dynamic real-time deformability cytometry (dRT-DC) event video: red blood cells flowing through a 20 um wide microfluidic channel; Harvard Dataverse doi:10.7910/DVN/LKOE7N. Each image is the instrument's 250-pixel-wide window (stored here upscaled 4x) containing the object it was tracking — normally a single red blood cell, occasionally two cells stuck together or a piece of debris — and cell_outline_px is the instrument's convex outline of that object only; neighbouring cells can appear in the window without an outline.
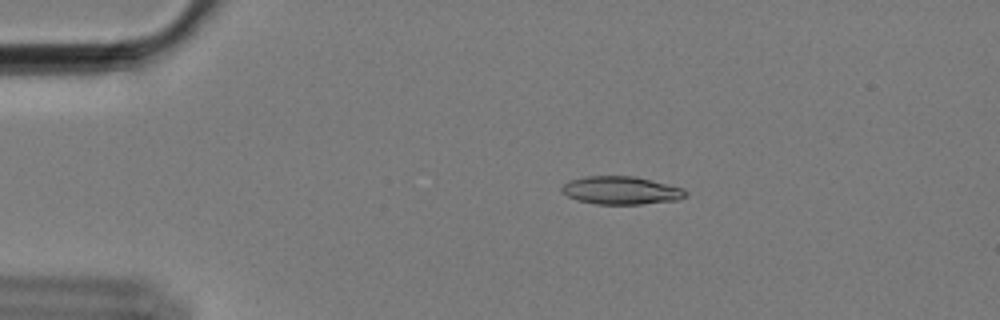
{"species": "Egyptian fruit bat (a non-hibernating species)", "species_latin": "Rousettus aegyptiacus", "temperature_condition": "cold", "stored_images_in_passage": 14, "camera_frame_rate_fps": 3000, "um_per_image_px": 0.085, "animal": {"sex": "female"}, "frame": {"image": 1, "passage_image": 4, "time_ms": 1.0, "image_size_px": [1000, 320], "cell_outline_px": [[688, 196], [676, 200], [640, 204], [596, 204], [576, 200], [568, 196], [560, 188], [568, 180], [584, 176], [636, 176], [684, 188], [688, 192]], "centroid_in_image_um": [52.81, 16.17], "position_along_channel_um": 32.2, "area_um2": 20.35}}